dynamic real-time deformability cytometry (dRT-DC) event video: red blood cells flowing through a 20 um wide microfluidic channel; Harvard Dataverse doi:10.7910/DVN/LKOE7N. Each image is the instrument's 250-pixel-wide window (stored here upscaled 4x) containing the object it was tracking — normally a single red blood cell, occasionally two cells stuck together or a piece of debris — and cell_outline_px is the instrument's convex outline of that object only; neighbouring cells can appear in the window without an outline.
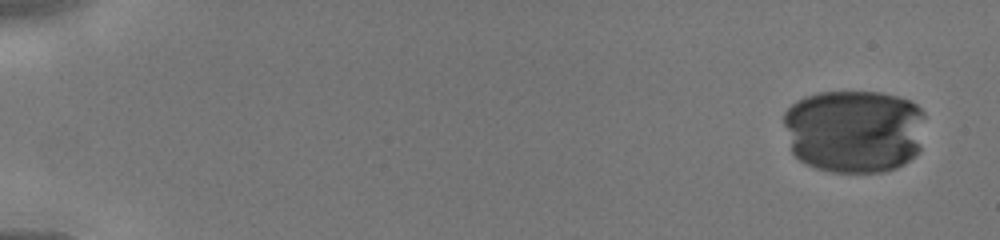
{"species": "human", "species_latin": "Homo sapiens", "temperature_condition": "cold", "stored_images_in_passage": 40, "camera_frame_rate_fps": 3000, "um_per_image_px": 0.085, "donor": {"sex": "male"}, "frame": {"image": 1, "passage_image": 1, "time_ms": 0.0, "image_size_px": [1000, 240], "cell_outline_px": [[924, 116], [920, 148], [904, 164], [896, 168], [884, 172], [832, 172], [816, 168], [800, 160], [792, 152], [784, 124], [784, 112], [796, 100], [804, 96], [820, 92], [880, 92], [896, 96], [908, 100], [916, 104], [924, 112]], "centroid_in_image_um": [72.59, 11.13], "position_along_channel_um": 12.4, "area_um2": 69.3}}
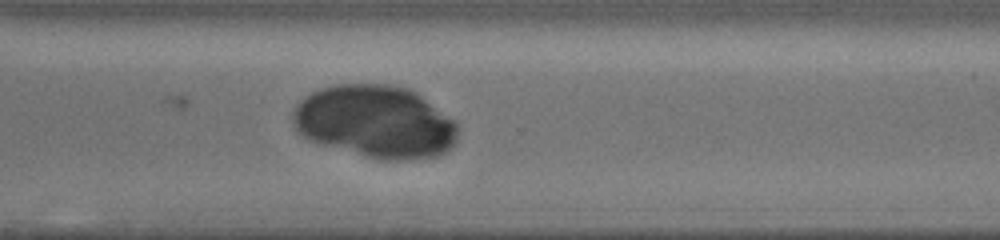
{"frame": {"image": 2, "passage_image": 33, "time_ms": 10.667, "image_size_px": [1000, 240], "cell_outline_px": [[460, 128], [456, 144], [440, 156], [404, 160], [376, 160], [320, 144], [308, 140], [292, 124], [292, 112], [296, 104], [304, 96], [320, 88], [336, 84], [388, 84], [408, 88], [416, 92], [452, 120]], "centroid_in_image_um": [31.89, 10.36], "position_along_channel_um": 338.7, "area_um2": 70.4}}
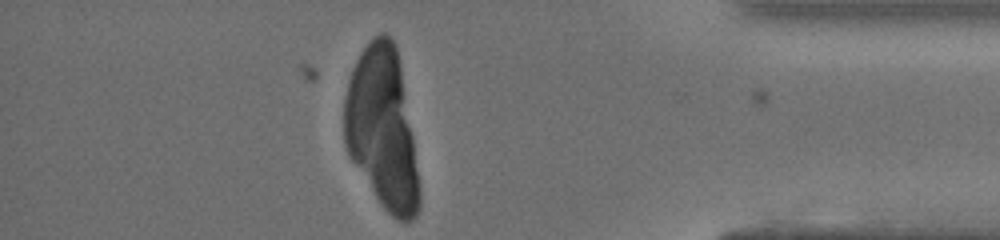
{"frame": {"image": 3, "passage_image": 39, "time_ms": 12.667, "image_size_px": [1000, 240], "cell_outline_px": [[420, 208], [416, 216], [412, 220], [396, 220], [380, 204], [352, 160], [348, 152], [344, 140], [344, 96], [348, 80], [352, 68], [360, 52], [368, 40], [372, 36], [380, 32], [384, 32], [396, 44], [400, 64], [412, 136], [420, 188]], "centroid_in_image_um": [32.47, 10.91], "position_along_channel_um": 402.7, "area_um2": 70.23}}